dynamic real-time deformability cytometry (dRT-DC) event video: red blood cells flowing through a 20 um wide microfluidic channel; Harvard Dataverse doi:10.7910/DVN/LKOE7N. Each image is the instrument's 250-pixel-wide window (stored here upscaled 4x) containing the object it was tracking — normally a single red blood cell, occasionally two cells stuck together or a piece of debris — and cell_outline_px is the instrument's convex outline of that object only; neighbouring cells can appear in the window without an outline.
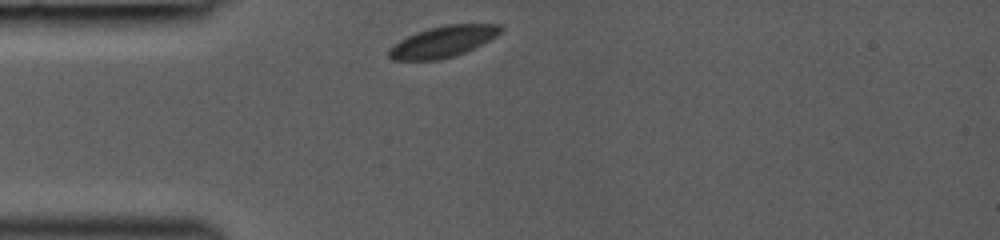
{"species": "common noctule bat (a hibernating species)", "species_latin": "Nyctalus noctula", "temperature_condition": "room temperature", "stored_images_in_passage": 8, "camera_frame_rate_fps": 3000, "um_per_image_px": 0.085, "animal": {"sex": "female", "body_mass_g": 19.0, "forearm_length_mm": 53.3}, "frame": {"image": 1, "passage_image": 1, "time_ms": 0.0, "image_size_px": [1000, 240], "cell_outline_px": [[504, 28], [496, 36], [464, 52], [440, 60], [392, 60], [388, 56], [388, 48], [400, 40], [416, 32], [428, 28], [444, 24], [504, 24]], "centroid_in_image_um": [37.63, 3.52], "position_along_channel_um": 47.4, "area_um2": 20.23}}
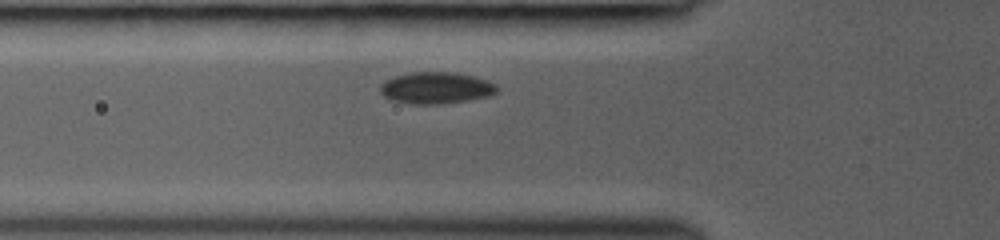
{"frame": {"image": 2, "passage_image": 6, "time_ms": 1.333, "image_size_px": [1000, 240], "cell_outline_px": [[500, 88], [492, 96], [468, 100], [440, 104], [412, 104], [392, 100], [384, 96], [380, 92], [380, 84], [384, 80], [396, 76], [412, 72], [456, 72], [488, 80], [496, 84]], "centroid_in_image_um": [37.09, 7.47], "position_along_channel_um": 88.7, "area_um2": 21.73}}